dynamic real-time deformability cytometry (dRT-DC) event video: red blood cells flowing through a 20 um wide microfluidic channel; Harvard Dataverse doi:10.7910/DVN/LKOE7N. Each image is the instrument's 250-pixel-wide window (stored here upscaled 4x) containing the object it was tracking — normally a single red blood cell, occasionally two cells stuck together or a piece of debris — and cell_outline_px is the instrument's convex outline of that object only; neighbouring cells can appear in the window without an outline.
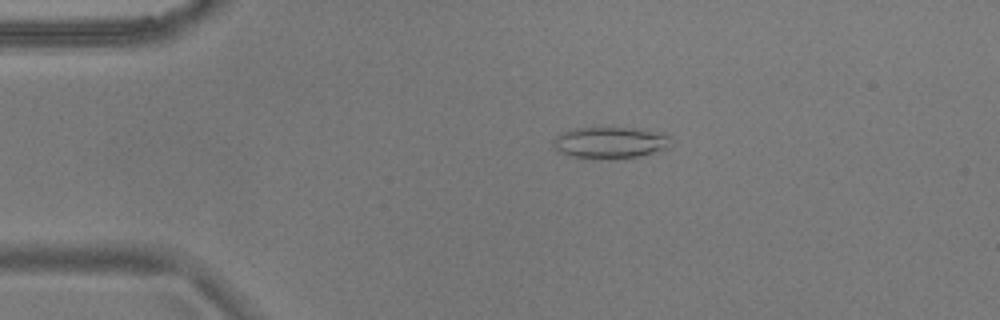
{"species": "common noctule bat (a hibernating species)", "species_latin": "Nyctalus noctula", "temperature_condition": "warm", "stored_images_in_passage": 47, "camera_frame_rate_fps": 3000, "um_per_image_px": 0.085, "animal": {"sex": "male", "body_mass_g": 17.9}, "frame": {"image": 1, "passage_image": 4, "time_ms": 1.0, "image_size_px": [1000, 320], "cell_outline_px": [[672, 136], [668, 148], [640, 156], [612, 160], [608, 160], [568, 156], [560, 152], [552, 144], [552, 140], [556, 136], [572, 128], [640, 128]], "centroid_in_image_um": [51.86, 12.14], "position_along_channel_um": 33.1, "area_um2": 21.91}}
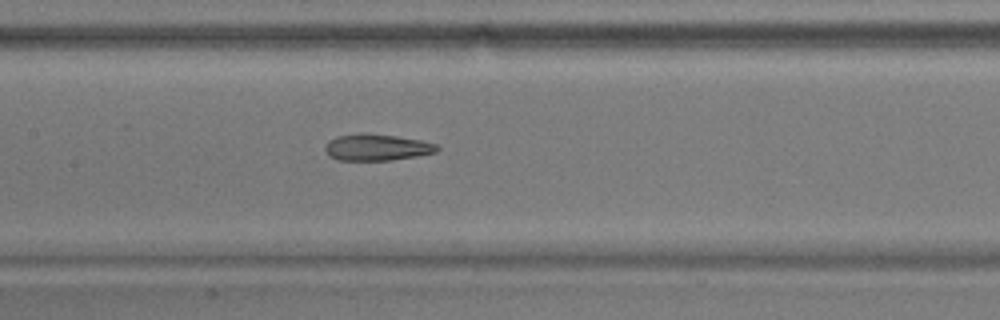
{"frame": {"image": 2, "passage_image": 19, "time_ms": 6.0, "image_size_px": [1000, 320], "cell_outline_px": [[440, 148], [436, 152], [416, 156], [392, 160], [336, 160], [328, 156], [324, 148], [324, 144], [328, 140], [336, 136], [396, 136], [420, 140], [436, 144]], "centroid_in_image_um": [32.02, 12.57], "position_along_channel_um": 175.4, "area_um2": 16.65}}
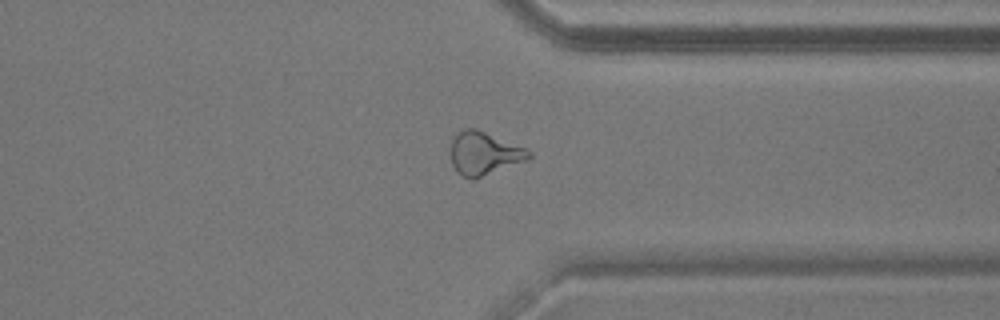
{"frame": {"image": 3, "passage_image": 35, "time_ms": 11.333, "image_size_px": [1000, 320], "cell_outline_px": [[532, 156], [528, 160], [476, 180], [472, 180], [456, 172], [452, 164], [452, 140], [464, 128], [476, 128], [528, 148], [532, 152]], "centroid_in_image_um": [41.21, 13.06], "position_along_channel_um": 370.2, "area_um2": 19.94}, "authors_computed_cell_mechanics": {"area_um2": 19.5942, "velocity_mm_per_s": 3.6906, "shape_relaxation_time_tau1_ms": null, "shape_relaxation_time_tau2_ms": 3.7413, "deformation_change_tau1": null, "deformation_change_tau2": 0.1314}}